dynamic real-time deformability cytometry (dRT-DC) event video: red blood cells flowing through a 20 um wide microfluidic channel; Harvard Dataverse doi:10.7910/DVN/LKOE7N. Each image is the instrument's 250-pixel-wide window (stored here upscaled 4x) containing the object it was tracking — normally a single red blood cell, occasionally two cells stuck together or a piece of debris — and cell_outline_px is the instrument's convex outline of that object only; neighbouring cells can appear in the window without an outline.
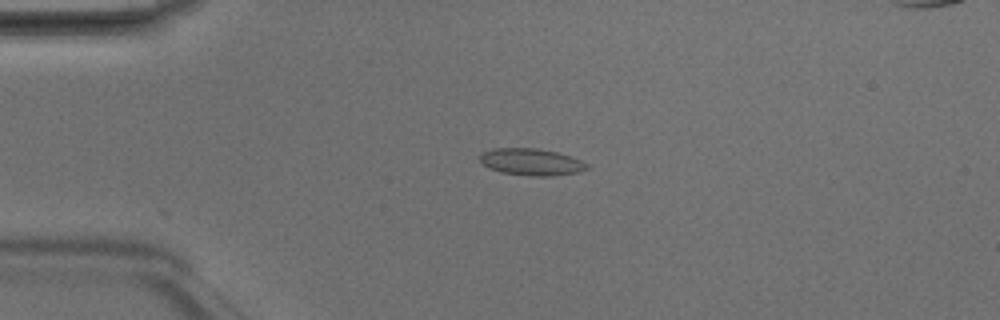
{"species": "Egyptian fruit bat (a non-hibernating species)", "species_latin": "Rousettus aegyptiacus", "temperature_condition": "room temperature", "stored_images_in_passage": 5, "camera_frame_rate_fps": 3000, "um_per_image_px": 0.085, "animal": {"sex": "male"}, "frame": {"image": 1, "passage_image": 4, "time_ms": 1.0, "image_size_px": [1000, 320], "cell_outline_px": [[588, 168], [576, 172], [552, 176], [532, 176], [500, 172], [488, 168], [480, 160], [480, 156], [484, 152], [492, 148], [536, 148], [556, 152], [580, 160], [588, 164]], "centroid_in_image_um": [45.13, 13.77], "position_along_channel_um": 39.9, "area_um2": 16.53}}